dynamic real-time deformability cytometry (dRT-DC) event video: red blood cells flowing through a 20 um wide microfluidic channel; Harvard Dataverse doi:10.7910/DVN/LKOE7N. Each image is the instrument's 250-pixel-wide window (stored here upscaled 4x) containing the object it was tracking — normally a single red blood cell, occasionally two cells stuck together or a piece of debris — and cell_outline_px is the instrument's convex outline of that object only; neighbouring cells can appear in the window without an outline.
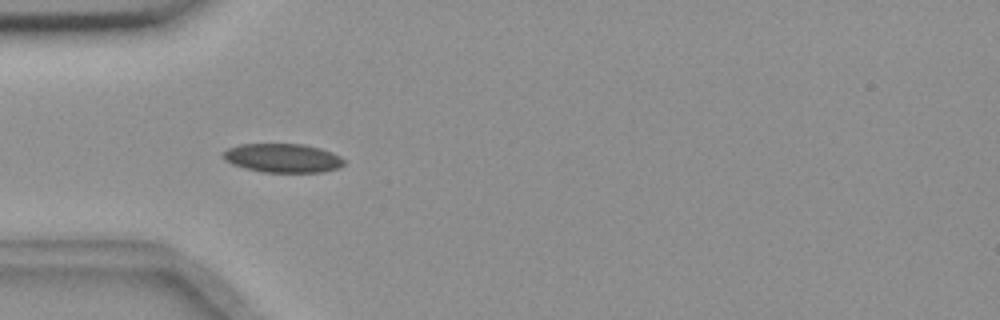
{"species": "common noctule bat (a hibernating species)", "species_latin": "Nyctalus noctula", "temperature_condition": "room temperature", "stored_images_in_passage": 7, "camera_frame_rate_fps": 3000, "um_per_image_px": 0.085, "animal": {"sex": "female", "body_mass_g": 18.4}, "frame": {"image": 1, "passage_image": 5, "time_ms": 1.333, "image_size_px": [1000, 320], "cell_outline_px": [[344, 164], [340, 168], [324, 172], [264, 172], [244, 168], [232, 164], [224, 160], [220, 156], [228, 148], [240, 144], [304, 144], [320, 148], [332, 152], [340, 156], [344, 160]], "centroid_in_image_um": [24.03, 13.43], "position_along_channel_um": 61.0, "area_um2": 20.52}}
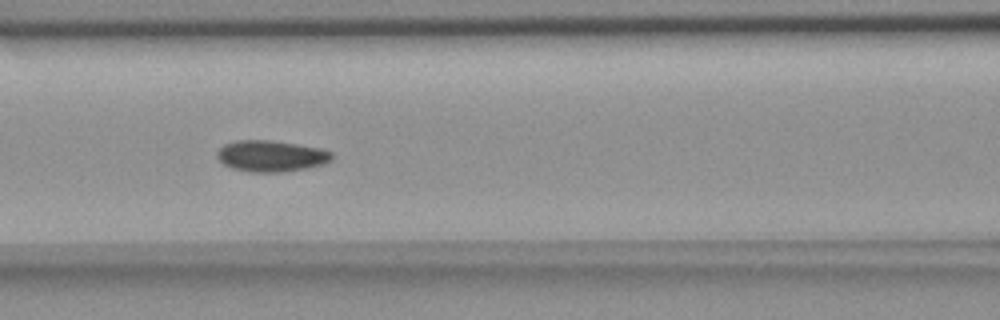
{"frame": {"image": 2, "passage_image": 7, "time_ms": 2.0, "image_size_px": [1000, 320], "cell_outline_px": [[332, 160], [324, 164], [308, 168], [280, 172], [248, 172], [232, 168], [224, 164], [216, 156], [216, 152], [224, 144], [236, 140], [272, 140], [320, 148], [332, 152]], "centroid_in_image_um": [23.04, 13.26], "position_along_channel_um": 143.6, "area_um2": 20.98}}